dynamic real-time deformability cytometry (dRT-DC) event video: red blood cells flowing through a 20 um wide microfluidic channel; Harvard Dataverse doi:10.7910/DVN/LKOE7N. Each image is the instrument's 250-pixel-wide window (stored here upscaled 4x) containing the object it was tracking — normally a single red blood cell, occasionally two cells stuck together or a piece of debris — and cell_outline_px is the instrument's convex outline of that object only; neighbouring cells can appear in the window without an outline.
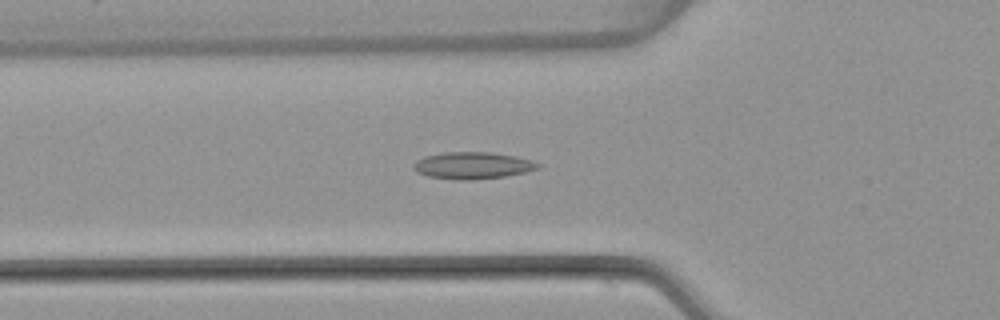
{"species": "common noctule bat (a hibernating species)", "species_latin": "Nyctalus noctula", "temperature_condition": "warm", "stored_images_in_passage": 37, "camera_frame_rate_fps": 3000, "um_per_image_px": 0.085, "animal": {"sex": "female", "body_mass_g": 22.7, "forearm_length_mm": 54.2}, "frame": {"image": 1, "passage_image": 3, "time_ms": 0.667, "image_size_px": [1000, 320], "cell_outline_px": [[540, 168], [524, 172], [504, 176], [472, 180], [456, 180], [428, 176], [416, 172], [412, 168], [412, 164], [416, 160], [424, 156], [444, 152], [492, 152], [516, 156], [532, 160], [540, 164]], "centroid_in_image_um": [40.14, 14.06], "position_along_channel_um": 85.7, "area_um2": 19.65}}
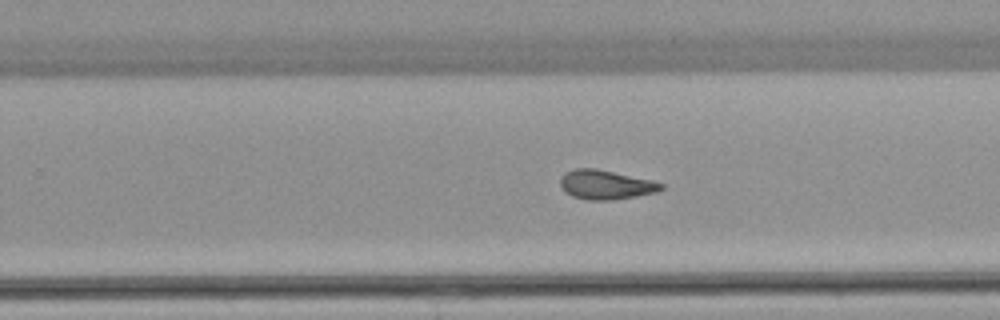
{"frame": {"image": 2, "passage_image": 18, "time_ms": 5.667, "image_size_px": [1000, 320], "cell_outline_px": [[664, 188], [656, 192], [636, 196], [612, 200], [588, 200], [572, 196], [564, 192], [560, 188], [560, 176], [564, 172], [572, 168], [596, 168], [652, 180], [664, 184]], "centroid_in_image_um": [51.44, 15.69], "position_along_channel_um": 278.4, "area_um2": 17.46}}
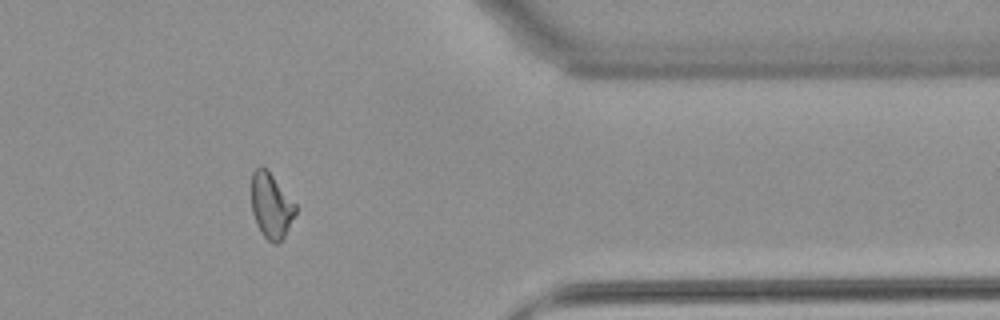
{"frame": {"image": 3, "passage_image": 28, "time_ms": 9.0, "image_size_px": [1000, 320], "cell_outline_px": [[296, 212], [284, 236], [276, 244], [272, 244], [264, 236], [256, 224], [252, 212], [252, 172], [260, 164], [268, 168], [296, 204]], "centroid_in_image_um": [23.04, 17.43], "position_along_channel_um": 388.4, "area_um2": 16.88}, "authors_computed_cell_mechanics": {"area_um2": 17.1088, "velocity_mm_per_s": 3.8488, "shape_relaxation_time_tau1_ms": null, "shape_relaxation_time_tau2_ms": 2.4991, "deformation_change_tau1": null, "deformation_change_tau2": 0.104}}